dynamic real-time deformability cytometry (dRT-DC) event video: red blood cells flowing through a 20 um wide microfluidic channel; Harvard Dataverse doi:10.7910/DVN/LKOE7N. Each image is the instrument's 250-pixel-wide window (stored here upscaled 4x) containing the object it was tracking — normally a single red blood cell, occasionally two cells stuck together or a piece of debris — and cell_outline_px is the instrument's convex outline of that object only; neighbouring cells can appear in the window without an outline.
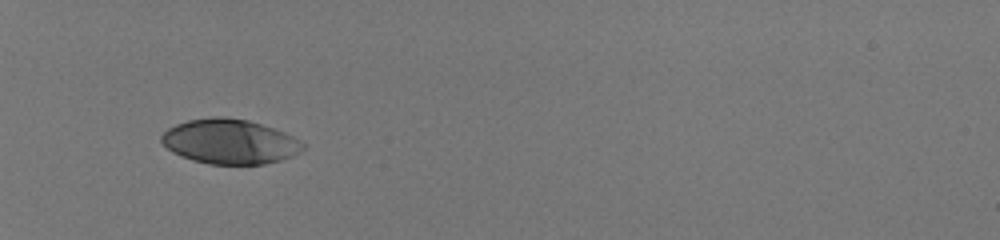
{"species": "human", "species_latin": "Homo sapiens", "temperature_condition": "room temperature", "stored_images_in_passage": 33, "camera_frame_rate_fps": 3000, "um_per_image_px": 0.085, "donor": {"sex": "male"}, "frame": {"image": 1, "passage_image": 1, "time_ms": 0.0, "image_size_px": [1000, 240], "cell_outline_px": [[304, 148], [300, 152], [292, 156], [280, 160], [264, 164], [208, 164], [192, 160], [180, 156], [172, 152], [160, 140], [160, 136], [168, 128], [176, 124], [188, 120], [212, 116], [224, 116], [248, 120], [284, 132], [292, 136], [304, 144]], "centroid_in_image_um": [19.5, 12.03], "position_along_channel_um": 65.5, "area_um2": 36.88}}
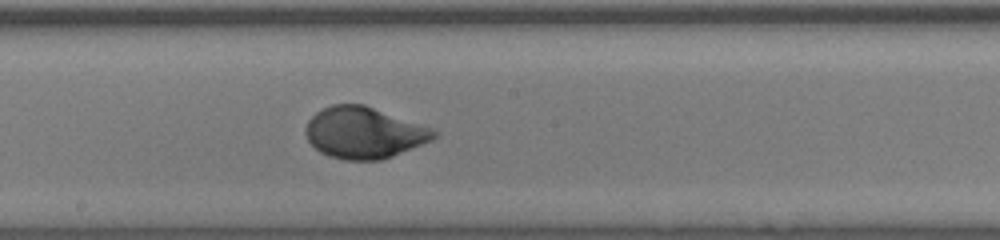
{"frame": {"image": 2, "passage_image": 14, "time_ms": 4.333, "image_size_px": [1000, 240], "cell_outline_px": [[440, 132], [432, 140], [392, 156], [380, 160], [344, 160], [328, 156], [320, 152], [308, 140], [304, 132], [304, 128], [308, 120], [316, 112], [332, 104], [364, 104], [432, 128]], "centroid_in_image_um": [30.92, 11.28], "position_along_channel_um": 217.3, "area_um2": 38.38}}
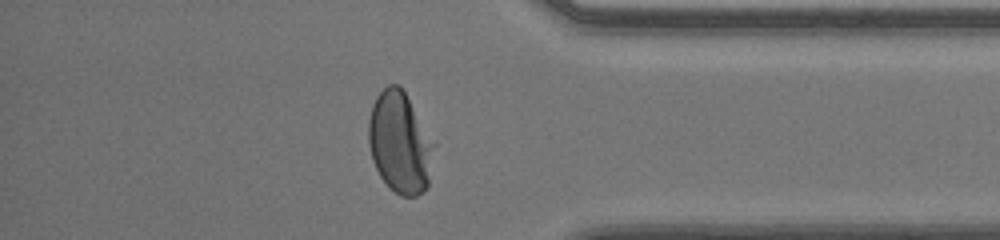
{"frame": {"image": 3, "passage_image": 28, "time_ms": 9.0, "image_size_px": [1000, 240], "cell_outline_px": [[436, 144], [428, 188], [416, 196], [400, 196], [380, 176], [372, 160], [368, 144], [368, 120], [372, 104], [376, 96], [388, 84], [400, 84]], "centroid_in_image_um": [34.0, 12.11], "position_along_channel_um": 401.2, "area_um2": 39.02}, "authors_computed_cell_mechanics": {"area_um2": 38.2058, "velocity_mm_per_s": 4.0816, "shape_relaxation_time_tau1_ms": 3.4169, "shape_relaxation_time_tau2_ms": null, "deformation_change_tau1": 0.2153, "deformation_change_tau2": null}}